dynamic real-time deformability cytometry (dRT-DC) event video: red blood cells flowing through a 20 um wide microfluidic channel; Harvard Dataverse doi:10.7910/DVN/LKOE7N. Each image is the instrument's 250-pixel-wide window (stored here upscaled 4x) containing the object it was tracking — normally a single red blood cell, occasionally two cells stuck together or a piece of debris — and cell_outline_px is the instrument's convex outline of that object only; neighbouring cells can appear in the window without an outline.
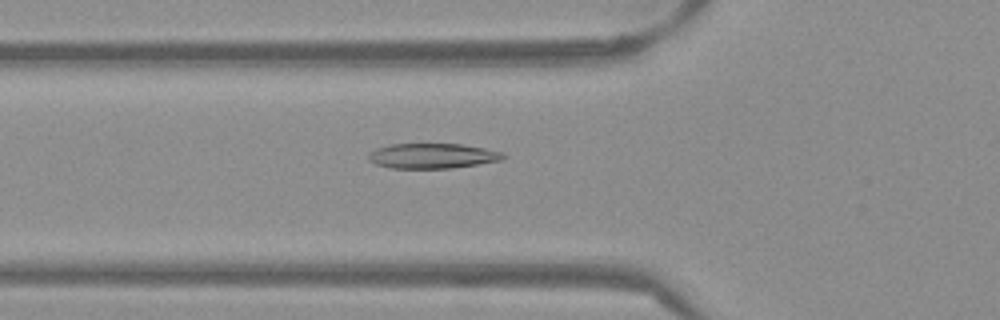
{"species": "Egyptian fruit bat (a non-hibernating species)", "species_latin": "Rousettus aegyptiacus", "temperature_condition": "warm", "stored_images_in_passage": 53, "camera_frame_rate_fps": 3000, "um_per_image_px": 0.085, "frame": {"image": 1, "passage_image": 19, "time_ms": 6.0, "image_size_px": [1000, 320], "cell_outline_px": [[508, 156], [504, 160], [452, 168], [392, 168], [376, 164], [368, 160], [368, 152], [376, 148], [388, 144], [460, 144], [484, 148], [504, 152]], "centroid_in_image_um": [36.78, 13.25], "position_along_channel_um": 89.0, "area_um2": 19.88}}
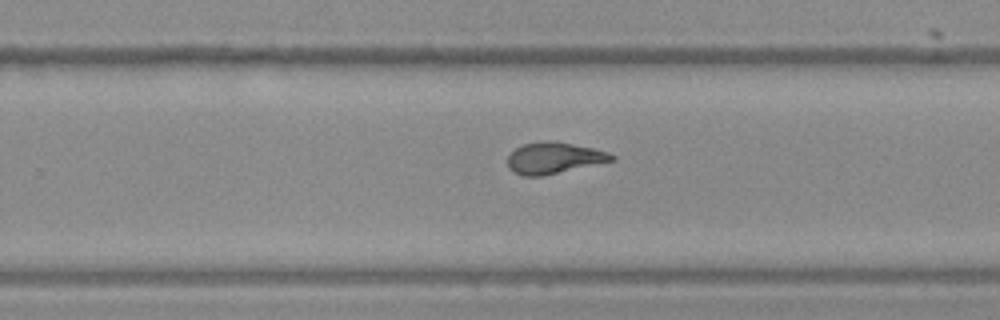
{"frame": {"image": 2, "passage_image": 34, "time_ms": 11.0, "image_size_px": [1000, 320], "cell_outline_px": [[616, 160], [544, 176], [524, 176], [512, 172], [508, 168], [508, 156], [516, 148], [524, 144], [544, 140], [556, 140], [592, 148], [608, 152], [616, 156]], "centroid_in_image_um": [47.09, 13.43], "position_along_channel_um": 282.7, "area_um2": 19.25}}
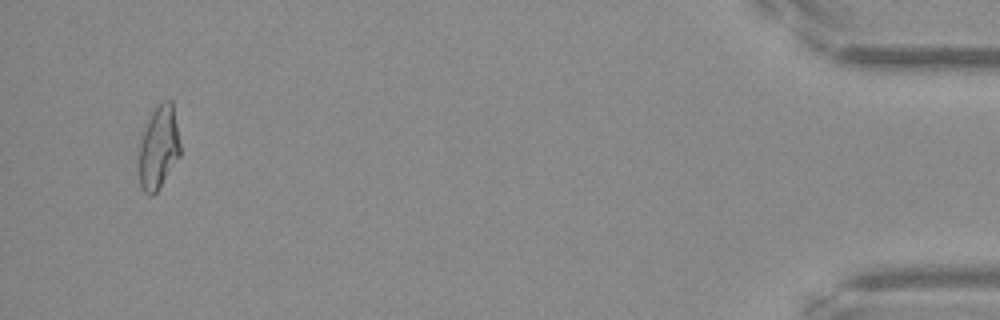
{"frame": {"image": 3, "passage_image": 51, "time_ms": 16.667, "image_size_px": [1000, 320], "cell_outline_px": [[180, 156], [160, 188], [152, 196], [148, 196], [140, 188], [140, 144], [148, 120], [152, 112], [164, 100], [172, 100], [180, 144]], "centroid_in_image_um": [13.5, 12.59], "position_along_channel_um": 421.7, "area_um2": 19.71}, "authors_computed_cell_mechanics": {"area_um2": 19.7676, "velocity_mm_per_s": 3.8592, "shape_relaxation_time_tau1_ms": 8.9124, "shape_relaxation_time_tau2_ms": 1.6448, "deformation_change_tau1": 0.2921, "deformation_change_tau2": 0.0798}}